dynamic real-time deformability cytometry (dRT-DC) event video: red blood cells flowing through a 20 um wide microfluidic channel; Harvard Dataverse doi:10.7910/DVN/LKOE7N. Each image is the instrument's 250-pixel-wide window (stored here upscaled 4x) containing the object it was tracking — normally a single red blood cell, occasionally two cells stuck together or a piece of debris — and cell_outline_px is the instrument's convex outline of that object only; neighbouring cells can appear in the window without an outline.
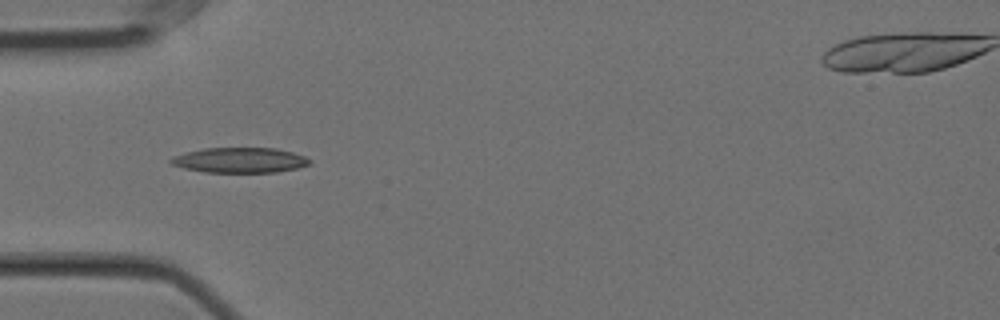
{"species": "Egyptian fruit bat (a non-hibernating species)", "species_latin": "Rousettus aegyptiacus", "temperature_condition": "cold", "stored_images_in_passage": 8, "camera_frame_rate_fps": 3000, "um_per_image_px": 0.085, "animal": {"sex": "female"}, "frame": {"image": 1, "passage_image": 5, "time_ms": 1.333, "image_size_px": [1000, 320], "cell_outline_px": [[312, 160], [308, 164], [296, 168], [276, 172], [204, 172], [184, 168], [172, 164], [168, 160], [172, 156], [184, 152], [204, 148], [276, 148], [292, 152], [304, 156]], "centroid_in_image_um": [20.34, 13.61], "position_along_channel_um": 64.7, "area_um2": 20.35}}
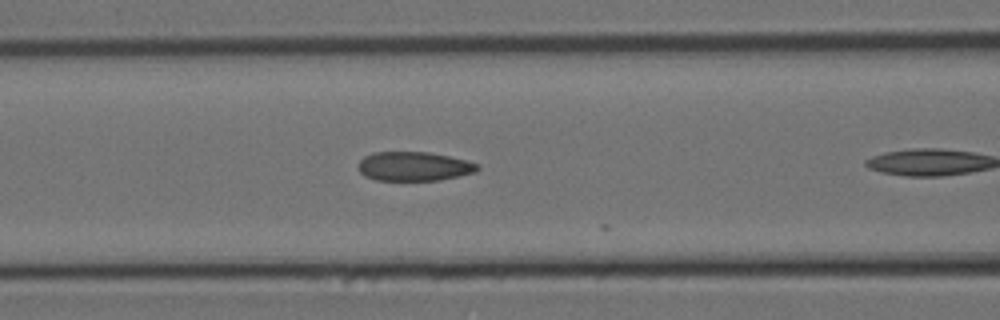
{"frame": {"image": 2, "passage_image": 7, "time_ms": 2.0, "image_size_px": [1000, 320], "cell_outline_px": [[480, 168], [476, 172], [460, 176], [440, 180], [376, 180], [364, 176], [360, 172], [360, 160], [364, 156], [372, 152], [428, 152], [448, 156], [480, 164]], "centroid_in_image_um": [35.21, 14.14], "position_along_channel_um": 131.4, "area_um2": 20.23}}